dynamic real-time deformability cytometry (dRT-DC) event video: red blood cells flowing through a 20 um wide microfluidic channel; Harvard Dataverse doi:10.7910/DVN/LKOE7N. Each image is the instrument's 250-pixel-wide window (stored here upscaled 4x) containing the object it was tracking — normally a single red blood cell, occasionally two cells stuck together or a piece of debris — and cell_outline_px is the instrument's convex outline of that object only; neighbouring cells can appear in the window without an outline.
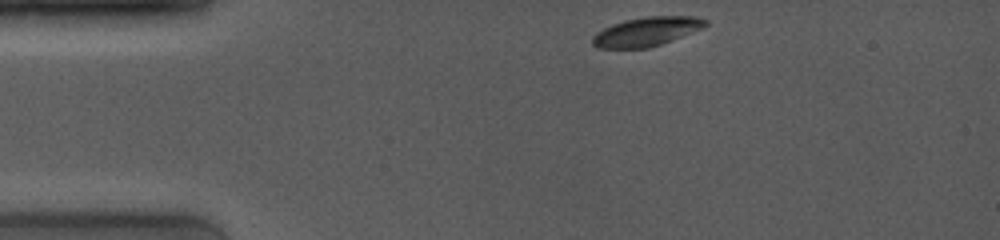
{"species": "common noctule bat (a hibernating species)", "species_latin": "Nyctalus noctula", "temperature_condition": "room temperature", "stored_images_in_passage": 18, "camera_frame_rate_fps": 4000, "um_per_image_px": 0.085, "animal": {"sex": "female", "body_mass_g": 19.0, "forearm_length_mm": 53.3}, "frame": {"image": 1, "passage_image": 1, "time_ms": 0.0, "image_size_px": [1000, 240], "cell_outline_px": [[708, 24], [700, 28], [660, 44], [648, 48], [596, 48], [592, 44], [592, 36], [596, 32], [612, 24], [624, 20], [644, 16], [692, 16], [708, 20]], "centroid_in_image_um": [54.88, 2.68], "position_along_channel_um": 30.1, "area_um2": 18.9}}
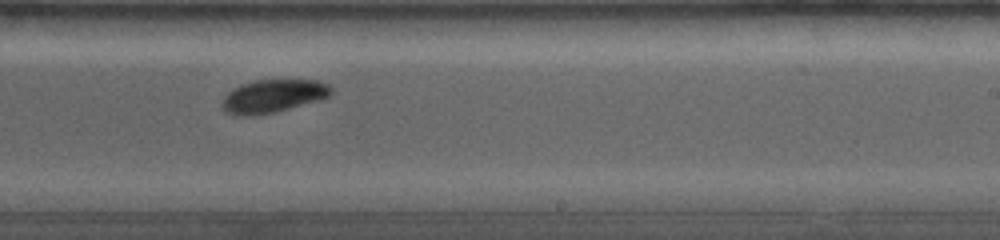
{"frame": {"image": 2, "passage_image": 16, "time_ms": 7.25, "image_size_px": [1000, 240], "cell_outline_px": [[332, 92], [328, 96], [320, 100], [272, 112], [252, 116], [236, 116], [224, 112], [220, 104], [224, 96], [232, 88], [240, 84], [252, 80], [320, 80], [328, 84], [332, 88]], "centroid_in_image_um": [23.15, 8.16], "position_along_channel_um": 265.8, "area_um2": 21.21}}
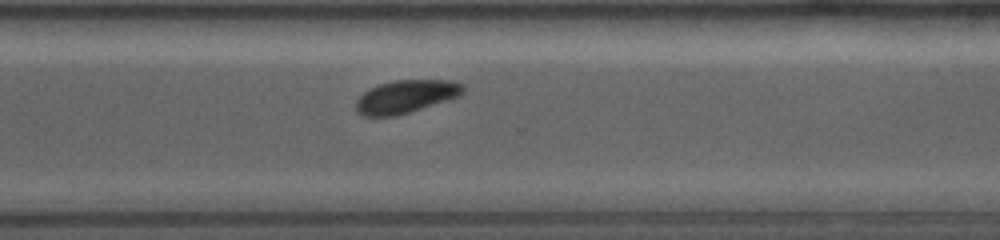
{"frame": {"image": 3, "passage_image": 18, "time_ms": 9.0, "image_size_px": [1000, 240], "cell_outline_px": [[464, 92], [460, 96], [448, 100], [396, 116], [364, 116], [356, 112], [356, 100], [364, 92], [380, 84], [396, 80], [456, 80], [464, 84]], "centroid_in_image_um": [34.54, 8.2], "position_along_channel_um": 336.1, "area_um2": 20.58}}